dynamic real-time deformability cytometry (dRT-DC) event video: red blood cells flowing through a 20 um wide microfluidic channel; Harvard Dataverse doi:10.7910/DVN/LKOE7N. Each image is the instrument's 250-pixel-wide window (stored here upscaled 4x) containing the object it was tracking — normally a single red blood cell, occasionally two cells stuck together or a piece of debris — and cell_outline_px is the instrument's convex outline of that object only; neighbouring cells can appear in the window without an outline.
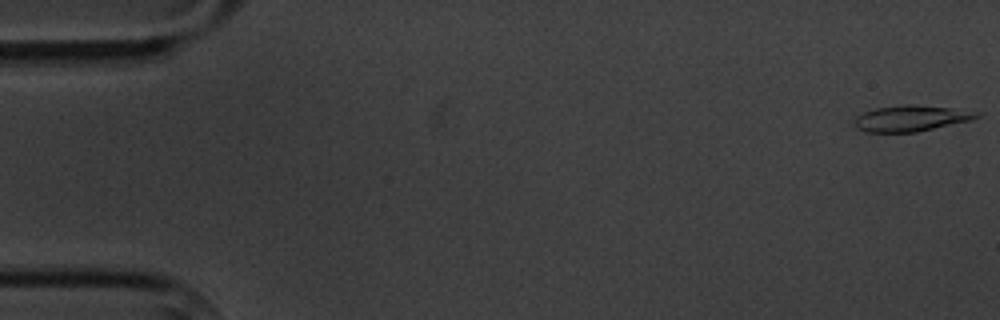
{"species": "common noctule bat (a hibernating species)", "species_latin": "Nyctalus noctula", "temperature_condition": "cold", "stored_images_in_passage": 8, "camera_frame_rate_fps": 3000, "um_per_image_px": 0.085, "animal": {"sex": "male", "body_mass_g": 20.1, "forearm_length_mm": 53.5}, "frame": {"image": 1, "passage_image": 1, "time_ms": 0.0, "image_size_px": [1000, 320], "cell_outline_px": [[984, 112], [980, 116], [972, 120], [916, 132], [864, 132], [856, 128], [852, 120], [856, 116], [864, 112], [876, 108], [904, 104], [912, 104]], "centroid_in_image_um": [77.42, 10.06], "position_along_channel_um": 7.6, "area_um2": 18.61}}
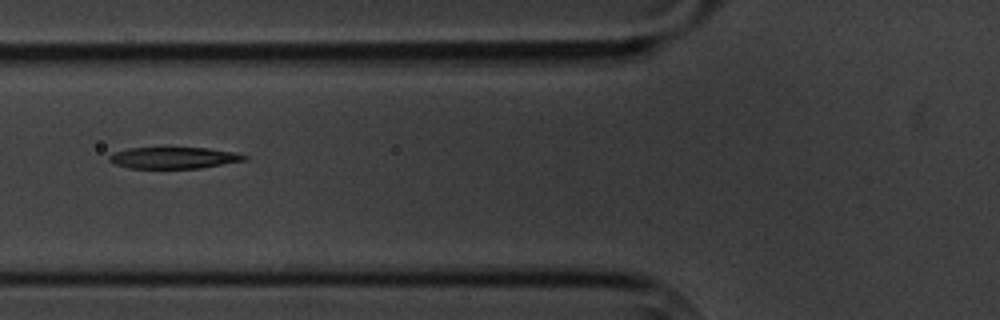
{"frame": {"image": 2, "passage_image": 7, "time_ms": 7.0, "image_size_px": [1000, 320], "cell_outline_px": [[248, 160], [200, 168], [128, 168], [112, 164], [108, 160], [108, 156], [112, 152], [128, 148], [164, 144], [208, 148], [236, 152], [248, 156]], "centroid_in_image_um": [14.71, 13.35], "position_along_channel_um": 111.1, "area_um2": 18.26}}
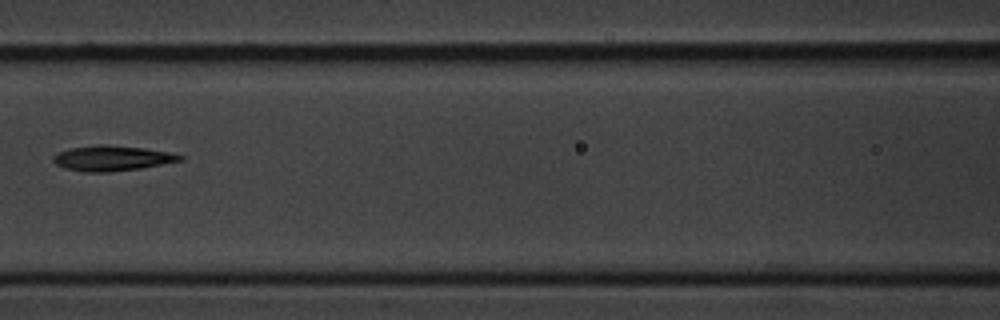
{"frame": {"image": 3, "passage_image": 8, "time_ms": 8.333, "image_size_px": [1000, 320], "cell_outline_px": [[184, 160], [140, 168], [108, 172], [84, 172], [64, 168], [56, 164], [52, 160], [52, 156], [56, 152], [72, 148], [100, 144], [104, 144], [144, 148], [168, 152], [184, 156]], "centroid_in_image_um": [9.49, 13.45], "position_along_channel_um": 157.1, "area_um2": 18.61}}